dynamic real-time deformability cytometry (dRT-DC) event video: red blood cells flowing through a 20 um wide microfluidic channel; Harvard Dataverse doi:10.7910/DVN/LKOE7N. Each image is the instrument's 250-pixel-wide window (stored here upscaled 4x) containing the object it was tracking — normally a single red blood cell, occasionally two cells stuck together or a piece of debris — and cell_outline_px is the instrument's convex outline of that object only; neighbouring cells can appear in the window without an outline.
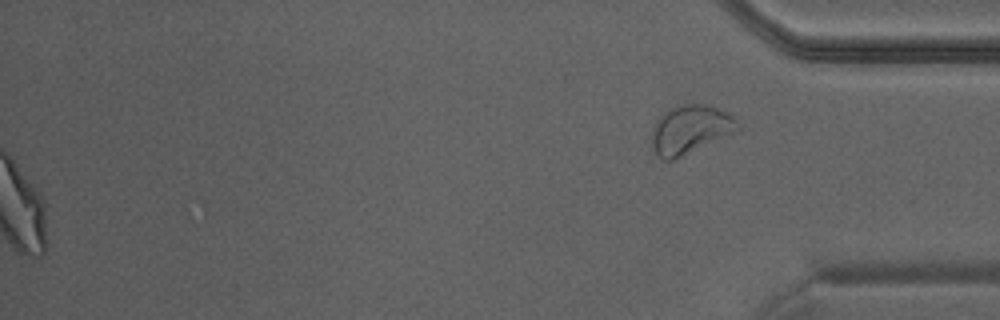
{"species": "Egyptian fruit bat (a non-hibernating species)", "species_latin": "Rousettus aegyptiacus", "temperature_condition": "warm", "stored_images_in_passage": 37, "camera_frame_rate_fps": 3000, "um_per_image_px": 0.085, "animal": {"sex": "male"}, "frame": {"image": 1, "passage_image": 37, "time_ms": 12.0, "image_size_px": [1000, 320], "cell_outline_px": [[740, 132], [672, 160], [660, 160], [656, 156], [652, 148], [652, 132], [656, 120], [664, 112], [676, 104], [704, 104], [716, 108], [732, 116], [740, 124]], "centroid_in_image_um": [58.68, 11.03], "position_along_channel_um": 376.5, "area_um2": 24.74}}